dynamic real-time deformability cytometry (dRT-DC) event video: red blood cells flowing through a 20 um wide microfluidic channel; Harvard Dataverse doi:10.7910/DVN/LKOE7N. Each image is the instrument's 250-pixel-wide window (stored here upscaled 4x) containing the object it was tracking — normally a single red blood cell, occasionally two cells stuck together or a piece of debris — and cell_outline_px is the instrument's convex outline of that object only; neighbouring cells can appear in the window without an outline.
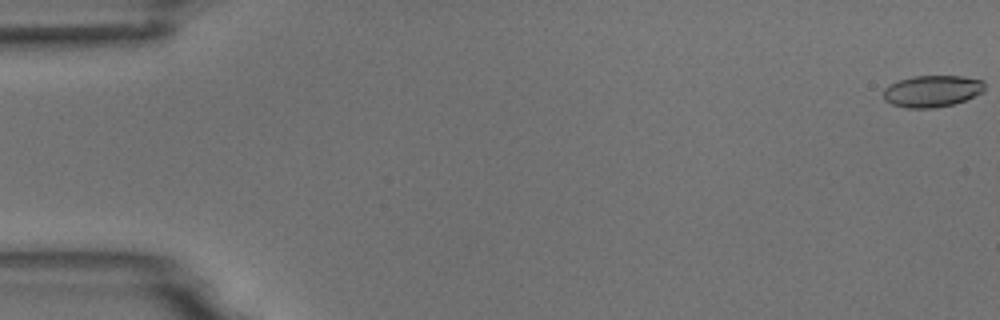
{"species": "common noctule bat (a hibernating species)", "species_latin": "Nyctalus noctula", "temperature_condition": "room temperature", "stored_images_in_passage": 6, "camera_frame_rate_fps": 3000, "um_per_image_px": 0.085, "animal": {"sex": "male", "body_mass_g": 18.8}, "frame": {"image": 1, "passage_image": 1, "time_ms": 0.0, "image_size_px": [1000, 320], "cell_outline_px": [[984, 92], [964, 100], [952, 104], [932, 108], [908, 108], [892, 104], [884, 100], [884, 88], [900, 80], [912, 76], [964, 76], [984, 80]], "centroid_in_image_um": [79.25, 7.74], "position_along_channel_um": 5.7, "area_um2": 18.61}}
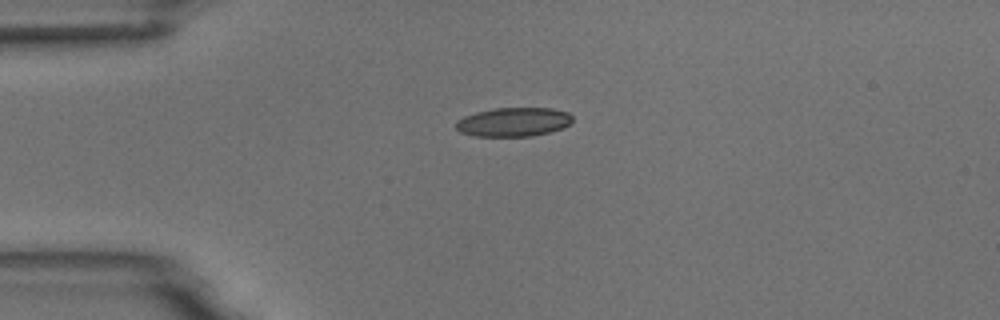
{"frame": {"image": 2, "passage_image": 5, "time_ms": 4.333, "image_size_px": [1000, 320], "cell_outline_px": [[572, 124], [564, 128], [532, 136], [476, 136], [460, 132], [456, 128], [456, 120], [464, 116], [476, 112], [496, 108], [552, 108], [568, 112], [572, 116]], "centroid_in_image_um": [43.67, 10.37], "position_along_channel_um": 41.3, "area_um2": 19.77}}